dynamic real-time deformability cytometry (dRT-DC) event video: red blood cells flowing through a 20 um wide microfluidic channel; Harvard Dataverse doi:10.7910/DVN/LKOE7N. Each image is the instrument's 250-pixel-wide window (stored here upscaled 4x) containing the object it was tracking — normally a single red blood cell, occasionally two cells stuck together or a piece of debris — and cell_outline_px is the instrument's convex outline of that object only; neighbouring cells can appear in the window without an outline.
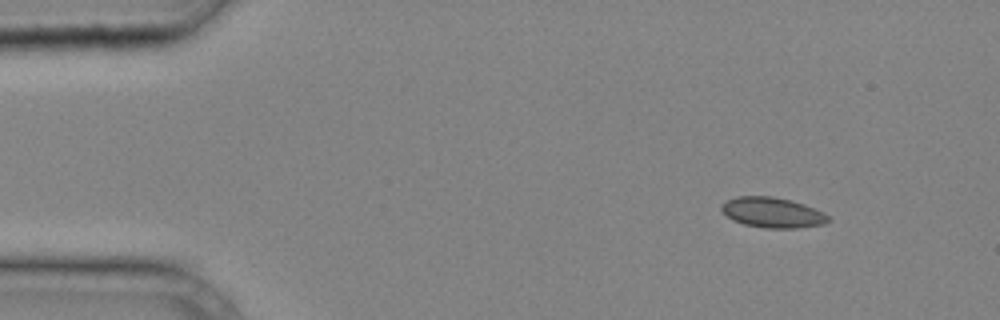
{"species": "common noctule bat (a hibernating species)", "species_latin": "Nyctalus noctula", "temperature_condition": "cold", "stored_images_in_passage": 4, "camera_frame_rate_fps": 3000, "um_per_image_px": 0.085, "animal": {"sex": "male", "body_mass_g": 20.4}, "frame": {"image": 1, "passage_image": 1, "time_ms": 0.0, "image_size_px": [1000, 320], "cell_outline_px": [[832, 220], [824, 224], [796, 228], [764, 228], [744, 224], [732, 220], [720, 208], [720, 204], [736, 196], [772, 196], [792, 200], [804, 204], [824, 212]], "centroid_in_image_um": [65.67, 18.06], "position_along_channel_um": 19.3, "area_um2": 18.96}}